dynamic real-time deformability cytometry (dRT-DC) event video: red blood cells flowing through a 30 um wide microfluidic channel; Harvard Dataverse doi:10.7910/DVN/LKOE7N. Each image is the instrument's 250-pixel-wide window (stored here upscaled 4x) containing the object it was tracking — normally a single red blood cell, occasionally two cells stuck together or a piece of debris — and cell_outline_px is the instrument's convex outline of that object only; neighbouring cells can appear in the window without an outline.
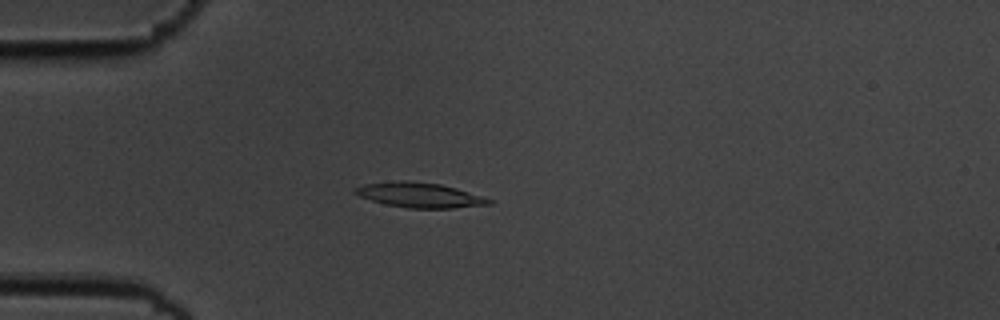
{"species": "common noctule bat (a hibernating species)", "species_latin": "Nyctalus noctula", "temperature_condition": "cold", "stored_images_in_passage": 55, "camera_frame_rate_fps": 3000, "um_per_image_px": 0.085, "animal": {"sex": "male", "body_mass_g": 19.5, "forearm_length_mm": 54.6}, "frame": {"image": 1, "passage_image": 15, "time_ms": 4.667, "image_size_px": [1000, 320], "cell_outline_px": [[492, 204], [452, 208], [408, 208], [384, 204], [360, 196], [352, 192], [352, 188], [364, 184], [404, 180], [408, 180], [440, 184], [456, 188], [492, 200]], "centroid_in_image_um": [35.61, 16.58], "position_along_channel_um": 49.4, "area_um2": 19.31}}
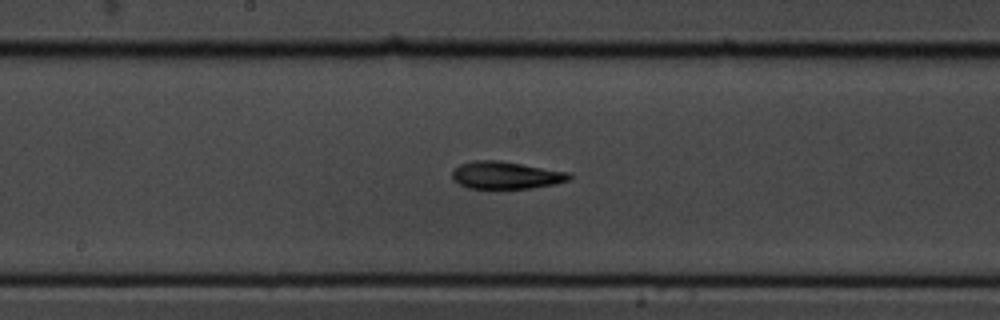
{"frame": {"image": 2, "passage_image": 29, "time_ms": 9.333, "image_size_px": [1000, 320], "cell_outline_px": [[572, 180], [556, 184], [532, 188], [468, 188], [452, 180], [452, 172], [460, 164], [476, 160], [496, 160], [572, 172]], "centroid_in_image_um": [43.06, 14.89], "position_along_channel_um": 205.1, "area_um2": 18.79}}
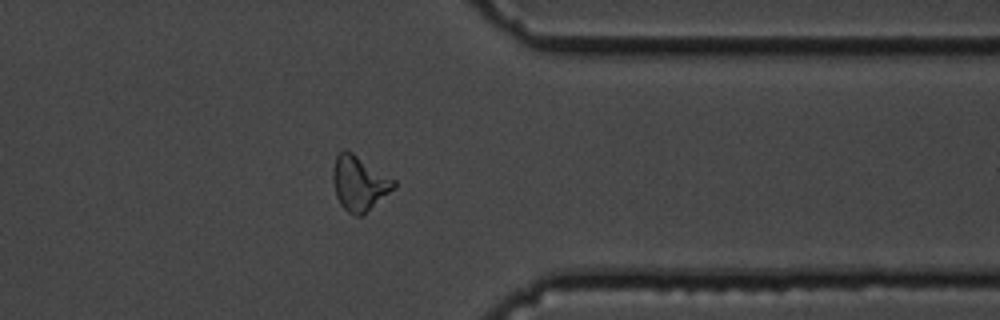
{"frame": {"image": 3, "passage_image": 44, "time_ms": 14.333, "image_size_px": [1000, 320], "cell_outline_px": [[396, 188], [360, 216], [356, 216], [348, 212], [340, 204], [336, 196], [332, 180], [332, 168], [336, 156], [344, 148], [352, 152], [396, 180]], "centroid_in_image_um": [30.52, 15.55], "position_along_channel_um": 380.9, "area_um2": 19.48}}